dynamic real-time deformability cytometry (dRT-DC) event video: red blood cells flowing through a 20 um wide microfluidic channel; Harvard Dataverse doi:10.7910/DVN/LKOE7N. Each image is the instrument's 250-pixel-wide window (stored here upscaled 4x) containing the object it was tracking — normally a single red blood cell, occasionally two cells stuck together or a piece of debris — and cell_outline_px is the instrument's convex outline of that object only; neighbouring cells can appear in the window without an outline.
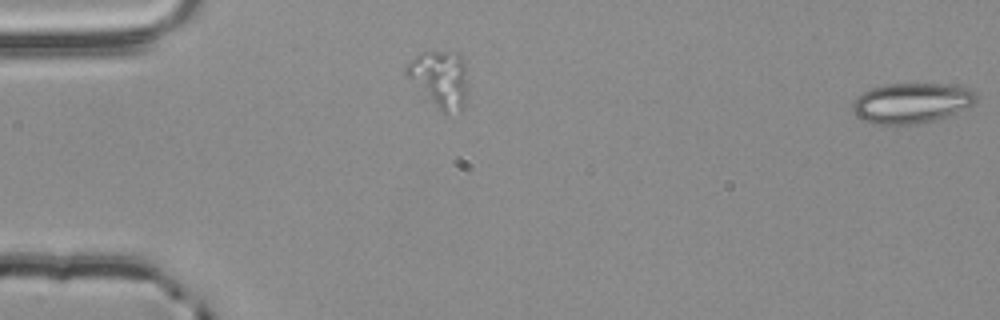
{"species": "common noctule bat (a hibernating species)", "species_latin": "Nyctalus noctula", "temperature_condition": "room temperature", "stored_images_in_passage": 4, "segment_of_instrument_passage": [2, 2], "camera_frame_rate_fps": 3000, "um_per_image_px": 0.085, "animal": {"sex": "male", "body_mass_g": 20.4}, "frame": {"image": 1, "passage_image": 4, "time_ms": 1.0, "image_size_px": [1000, 320], "cell_outline_px": [[980, 96], [972, 104], [936, 120], [924, 124], [872, 124], [856, 116], [852, 108], [852, 104], [864, 92], [872, 88], [884, 84], [940, 84], [964, 88], [976, 92]], "centroid_in_image_um": [77.46, 8.77], "position_along_channel_um": 7.5, "area_um2": 28.61}}